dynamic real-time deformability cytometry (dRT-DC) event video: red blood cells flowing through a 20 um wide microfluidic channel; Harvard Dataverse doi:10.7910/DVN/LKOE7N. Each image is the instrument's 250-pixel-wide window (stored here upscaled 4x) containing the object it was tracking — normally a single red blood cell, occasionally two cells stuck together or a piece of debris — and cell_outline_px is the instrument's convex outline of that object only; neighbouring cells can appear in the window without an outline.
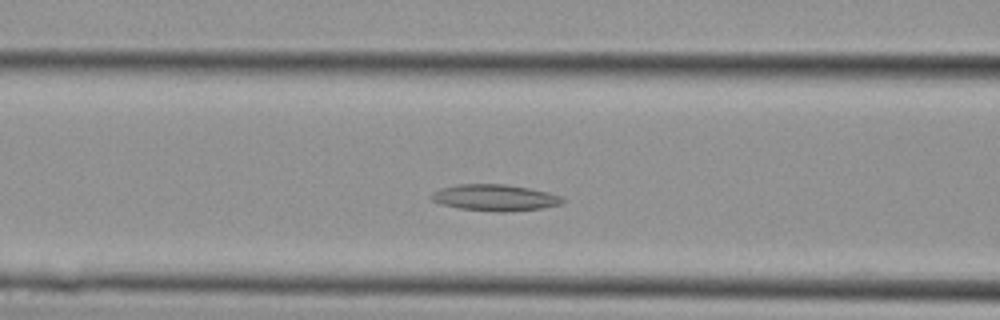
{"species": "Egyptian fruit bat (a non-hibernating species)", "species_latin": "Rousettus aegyptiacus", "temperature_condition": "cold", "stored_images_in_passage": 21, "camera_frame_rate_fps": 3000, "um_per_image_px": 0.085, "animal": {"sex": "female"}, "frame": {"image": 1, "passage_image": 3, "time_ms": 0.667, "image_size_px": [1000, 320], "cell_outline_px": [[564, 200], [560, 204], [544, 208], [504, 212], [496, 212], [460, 208], [440, 204], [432, 200], [428, 196], [432, 192], [440, 188], [460, 184], [504, 184], [532, 188], [548, 192], [560, 196]], "centroid_in_image_um": [42.04, 16.8], "position_along_channel_um": 124.6, "area_um2": 20.29}}
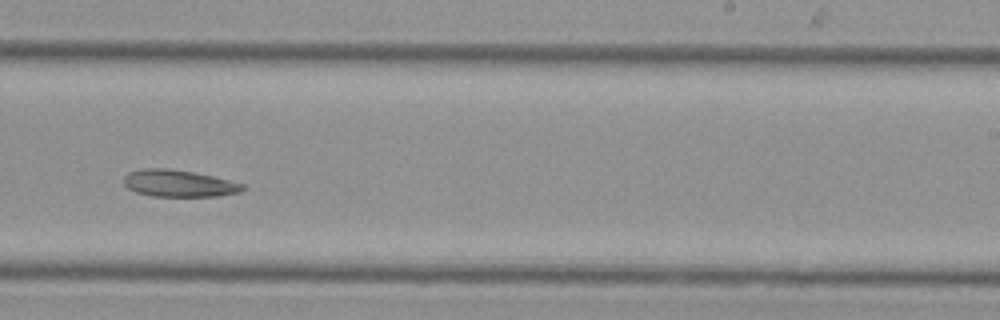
{"frame": {"image": 2, "passage_image": 10, "time_ms": 3.0, "image_size_px": [1000, 320], "cell_outline_px": [[244, 188], [240, 192], [220, 196], [152, 196], [136, 192], [128, 188], [124, 184], [124, 176], [128, 172], [144, 168], [164, 168], [196, 172], [244, 184]], "centroid_in_image_um": [15.18, 15.58], "position_along_channel_um": 273.8, "area_um2": 18.61}}
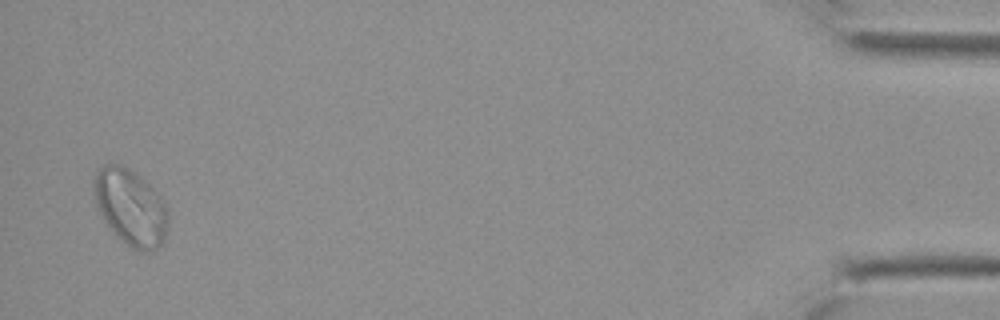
{"frame": {"image": 3, "passage_image": 21, "time_ms": 6.667, "image_size_px": [1000, 320], "cell_outline_px": [[168, 224], [164, 240], [152, 252], [140, 252], [132, 248], [120, 240], [104, 220], [96, 204], [92, 180], [96, 172], [104, 164], [120, 164], [128, 168], [140, 176], [160, 196], [168, 208]], "centroid_in_image_um": [11.1, 17.63], "position_along_channel_um": 424.1, "area_um2": 33.06}}